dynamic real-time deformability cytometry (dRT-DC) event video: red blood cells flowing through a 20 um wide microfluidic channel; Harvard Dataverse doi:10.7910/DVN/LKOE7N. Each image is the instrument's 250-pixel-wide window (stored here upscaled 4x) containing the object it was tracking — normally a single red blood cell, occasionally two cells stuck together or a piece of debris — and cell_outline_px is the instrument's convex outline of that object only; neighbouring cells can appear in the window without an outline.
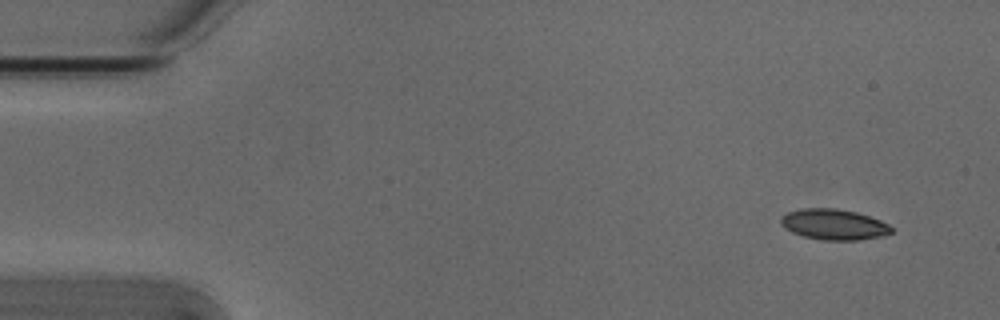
{"species": "Egyptian fruit bat (a non-hibernating species)", "species_latin": "Rousettus aegyptiacus", "temperature_condition": "cold", "stored_images_in_passage": 3, "camera_frame_rate_fps": 3000, "um_per_image_px": 0.085, "animal": {"sex": "male"}, "frame": {"image": 1, "passage_image": 1, "time_ms": 0.0, "image_size_px": [1000, 320], "cell_outline_px": [[892, 232], [884, 236], [856, 240], [820, 240], [804, 236], [792, 232], [780, 224], [780, 216], [788, 212], [800, 208], [836, 208], [856, 212], [880, 220], [888, 224], [892, 228]], "centroid_in_image_um": [70.86, 19.07], "position_along_channel_um": 14.1, "area_um2": 19.83}}